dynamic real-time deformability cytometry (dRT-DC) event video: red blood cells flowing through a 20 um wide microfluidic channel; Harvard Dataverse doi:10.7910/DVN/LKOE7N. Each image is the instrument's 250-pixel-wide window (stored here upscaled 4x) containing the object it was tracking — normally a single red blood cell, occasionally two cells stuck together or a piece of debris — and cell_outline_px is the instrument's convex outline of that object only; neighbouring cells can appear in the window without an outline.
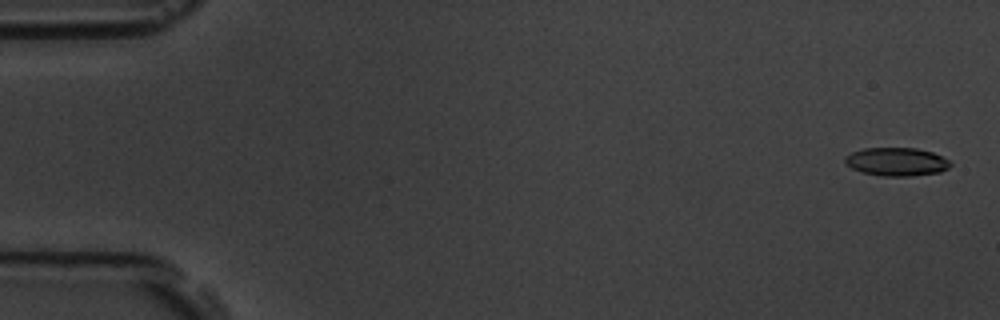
{"species": "common noctule bat (a hibernating species)", "species_latin": "Nyctalus noctula", "temperature_condition": "room temperature", "stored_images_in_passage": 5, "camera_frame_rate_fps": 3000, "um_per_image_px": 0.085, "animal": {"sex": "male", "body_mass_g": 19.5, "forearm_length_mm": 54.6}, "frame": {"image": 1, "passage_image": 1, "time_ms": 0.0, "image_size_px": [1000, 320], "cell_outline_px": [[952, 164], [948, 168], [940, 172], [908, 176], [880, 176], [860, 172], [844, 164], [844, 156], [852, 152], [864, 148], [916, 148], [932, 152], [948, 160]], "centroid_in_image_um": [76.16, 13.75], "position_along_channel_um": 8.8, "area_um2": 17.46}}
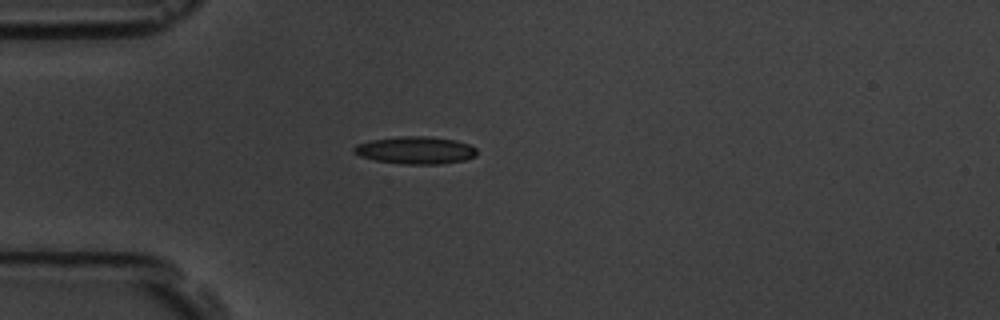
{"frame": {"image": 2, "passage_image": 5, "time_ms": 4.667, "image_size_px": [1000, 320], "cell_outline_px": [[476, 156], [464, 160], [440, 164], [400, 164], [376, 160], [360, 156], [352, 152], [352, 148], [356, 144], [372, 140], [400, 136], [428, 136], [456, 140], [468, 144], [476, 148]], "centroid_in_image_um": [35.3, 12.77], "position_along_channel_um": 49.7, "area_um2": 19.71}}